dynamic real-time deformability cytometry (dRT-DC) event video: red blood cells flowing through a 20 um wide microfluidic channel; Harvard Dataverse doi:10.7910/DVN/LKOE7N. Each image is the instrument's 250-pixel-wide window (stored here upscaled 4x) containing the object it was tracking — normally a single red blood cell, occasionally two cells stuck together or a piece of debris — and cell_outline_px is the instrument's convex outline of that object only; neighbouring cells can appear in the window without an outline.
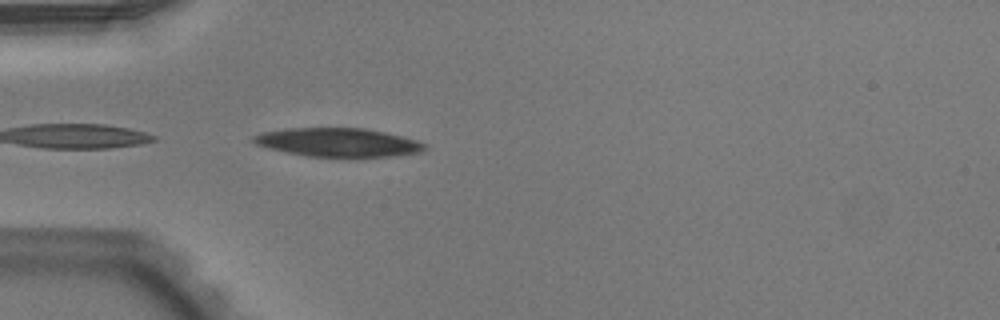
{"species": "Egyptian fruit bat (a non-hibernating species)", "species_latin": "Rousettus aegyptiacus", "temperature_condition": "warm", "stored_images_in_passage": 5, "camera_frame_rate_fps": 3000, "um_per_image_px": 0.085, "animal": {"sex": "male"}, "frame": {"image": 1, "passage_image": 1, "time_ms": 0.0, "image_size_px": [1000, 320], "cell_outline_px": [[428, 148], [420, 152], [392, 156], [308, 156], [268, 148], [256, 144], [252, 140], [252, 136], [264, 132], [284, 128], [364, 128], [384, 132], [416, 140], [424, 144]], "centroid_in_image_um": [28.72, 12.09], "position_along_channel_um": 56.3, "area_um2": 28.15}}